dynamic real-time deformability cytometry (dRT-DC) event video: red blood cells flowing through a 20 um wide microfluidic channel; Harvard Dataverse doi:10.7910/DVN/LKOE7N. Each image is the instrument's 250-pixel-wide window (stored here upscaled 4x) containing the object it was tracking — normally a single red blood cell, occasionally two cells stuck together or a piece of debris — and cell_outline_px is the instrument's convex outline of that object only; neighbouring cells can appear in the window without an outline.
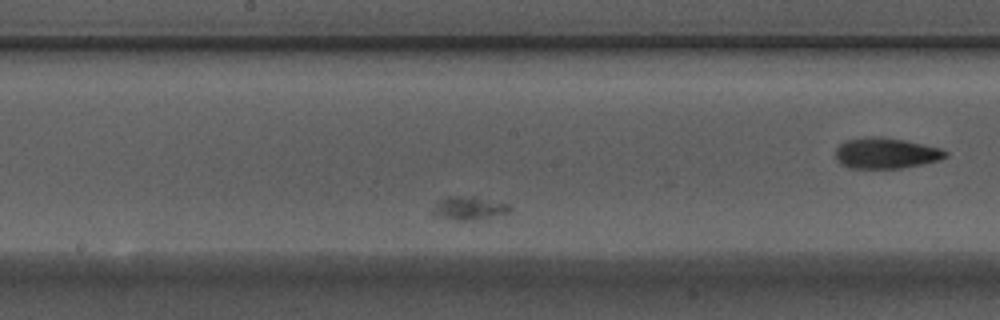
{"species": "Egyptian fruit bat (a non-hibernating species)", "species_latin": "Rousettus aegyptiacus", "temperature_condition": "warm", "stored_images_in_passage": 30, "segment_of_instrument_passage": [2, 2], "camera_frame_rate_fps": 3000, "um_per_image_px": 0.085, "animal": {"sex": "male"}, "frame": {"image": 1, "passage_image": 11, "time_ms": 3.333, "image_size_px": [1000, 320], "cell_outline_px": [[512, 208], [508, 212], [472, 220], [460, 220], [436, 216], [432, 212], [440, 200], [448, 196], [476, 196], [508, 204]], "centroid_in_image_um": [39.87, 17.67], "position_along_channel_um": 208.3, "area_um2": 10.12}}
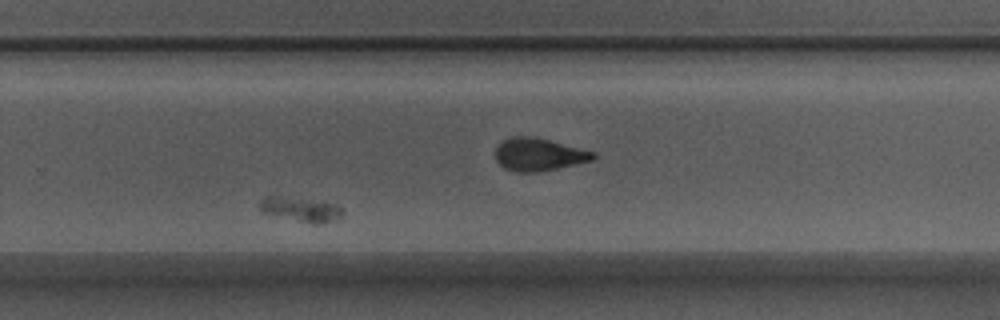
{"frame": {"image": 2, "passage_image": 20, "time_ms": 6.333, "image_size_px": [1000, 320], "cell_outline_px": [[344, 212], [340, 216], [320, 224], [316, 224], [264, 212], [260, 208], [260, 200], [264, 196], [276, 196], [336, 204], [344, 208]], "centroid_in_image_um": [25.59, 17.78], "position_along_channel_um": 304.2, "area_um2": 11.1}}
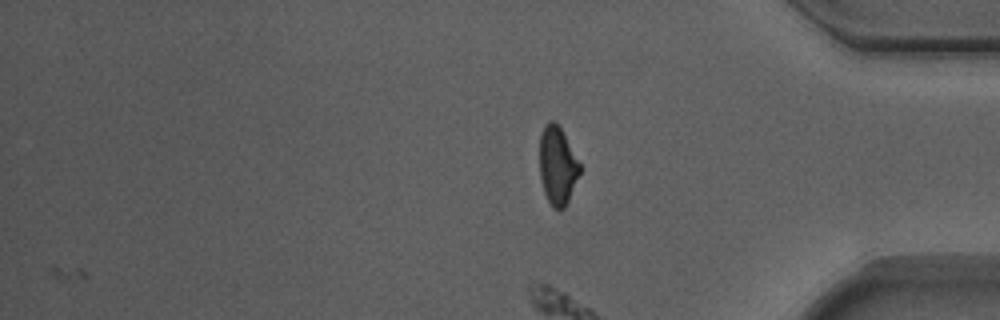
{"frame": {"image": 3, "passage_image": 30, "time_ms": 9.667, "image_size_px": [1000, 320], "cell_outline_px": [[580, 172], [568, 200], [564, 208], [552, 208], [544, 192], [540, 180], [540, 132], [544, 124], [548, 120], [556, 120], [580, 164]], "centroid_in_image_um": [47.35, 14.03], "position_along_channel_um": 387.8, "area_um2": 18.21}}